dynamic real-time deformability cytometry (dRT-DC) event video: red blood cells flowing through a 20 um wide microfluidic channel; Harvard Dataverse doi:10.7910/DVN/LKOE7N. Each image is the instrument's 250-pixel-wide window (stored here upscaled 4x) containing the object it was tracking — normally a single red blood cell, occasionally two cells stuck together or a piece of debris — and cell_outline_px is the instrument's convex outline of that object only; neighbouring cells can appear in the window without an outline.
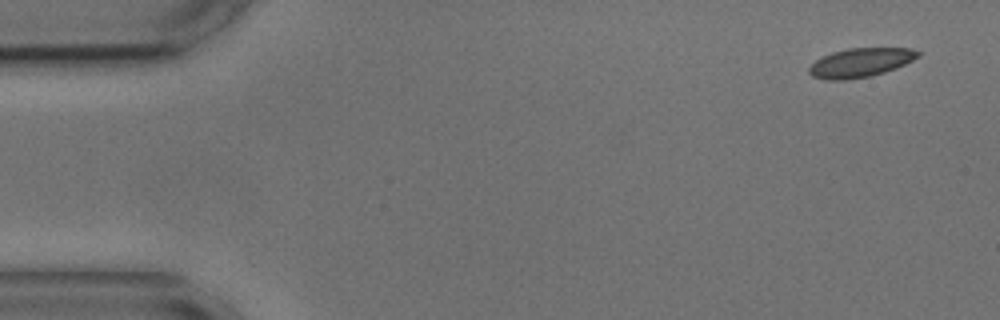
{"species": "common noctule bat (a hibernating species)", "species_latin": "Nyctalus noctula", "temperature_condition": "cold", "stored_images_in_passage": 4, "camera_frame_rate_fps": 3000, "um_per_image_px": 0.085, "animal": {"sex": "male", "body_mass_g": 17.9, "forearm_length_mm": 54.2}, "frame": {"image": 1, "passage_image": 1, "time_ms": 0.0, "image_size_px": [1000, 320], "cell_outline_px": [[920, 56], [896, 68], [884, 72], [868, 76], [844, 80], [828, 80], [812, 76], [808, 72], [808, 68], [816, 60], [832, 52], [848, 48], [912, 48], [920, 52]], "centroid_in_image_um": [73.14, 5.32], "position_along_channel_um": 11.9, "area_um2": 18.26}}